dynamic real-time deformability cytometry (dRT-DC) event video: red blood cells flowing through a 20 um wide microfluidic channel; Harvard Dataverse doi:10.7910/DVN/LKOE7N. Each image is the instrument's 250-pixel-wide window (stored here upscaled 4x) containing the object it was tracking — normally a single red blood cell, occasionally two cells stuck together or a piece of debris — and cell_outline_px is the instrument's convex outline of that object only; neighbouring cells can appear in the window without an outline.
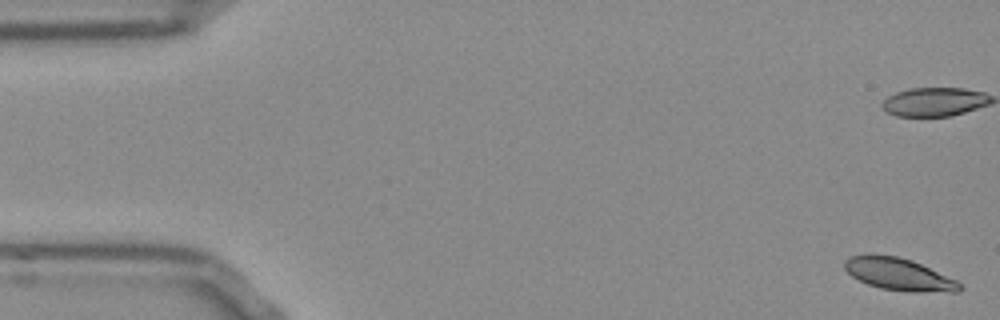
{"species": "Egyptian fruit bat (a non-hibernating species)", "species_latin": "Rousettus aegyptiacus", "temperature_condition": "room temperature", "stored_images_in_passage": 52, "camera_frame_rate_fps": 3000, "um_per_image_px": 0.085, "frame": {"image": 1, "passage_image": 1, "time_ms": 0.0, "image_size_px": [1000, 320], "cell_outline_px": [[964, 288], [960, 292], [912, 292], [880, 288], [868, 284], [852, 276], [844, 268], [844, 260], [852, 256], [868, 252], [896, 256], [912, 260], [956, 280]], "centroid_in_image_um": [76.39, 23.3], "position_along_channel_um": 8.6, "area_um2": 21.85}}